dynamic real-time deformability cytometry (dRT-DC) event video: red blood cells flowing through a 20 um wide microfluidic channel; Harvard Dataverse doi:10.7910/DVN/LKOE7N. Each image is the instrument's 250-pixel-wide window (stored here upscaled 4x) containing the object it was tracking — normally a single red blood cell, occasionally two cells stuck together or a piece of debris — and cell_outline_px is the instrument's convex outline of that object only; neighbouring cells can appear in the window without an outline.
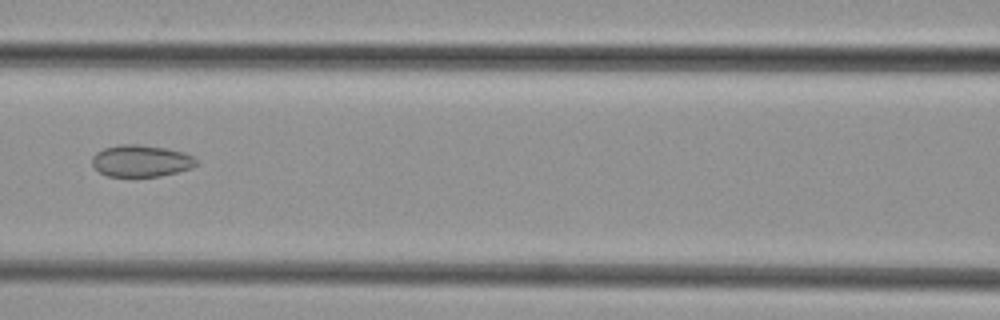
{"species": "common noctule bat (a hibernating species)", "species_latin": "Nyctalus noctula", "temperature_condition": "cold", "stored_images_in_passage": 48, "segment_of_instrument_passage": [2, 2], "camera_frame_rate_fps": 3000, "um_per_image_px": 0.085, "animal": {"sex": "female", "body_mass_g": 29.2, "forearm_length_mm": 56.3}, "frame": {"image": 1, "passage_image": 22, "time_ms": 7.0, "image_size_px": [1000, 320], "cell_outline_px": [[196, 164], [192, 168], [160, 176], [108, 176], [100, 172], [92, 164], [92, 156], [96, 152], [104, 148], [120, 144], [140, 144], [168, 148], [184, 152], [192, 156], [196, 160]], "centroid_in_image_um": [11.98, 13.66], "position_along_channel_um": 154.6, "area_um2": 19.31}}
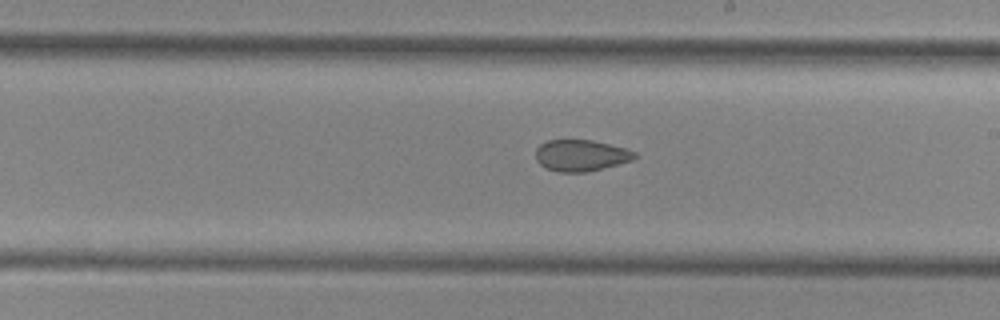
{"frame": {"image": 2, "passage_image": 28, "time_ms": 9.0, "image_size_px": [1000, 320], "cell_outline_px": [[636, 156], [632, 160], [588, 172], [560, 172], [544, 168], [536, 160], [536, 148], [540, 144], [548, 140], [592, 140], [624, 148], [636, 152]], "centroid_in_image_um": [49.34, 13.21], "position_along_channel_um": 239.7, "area_um2": 18.03}}
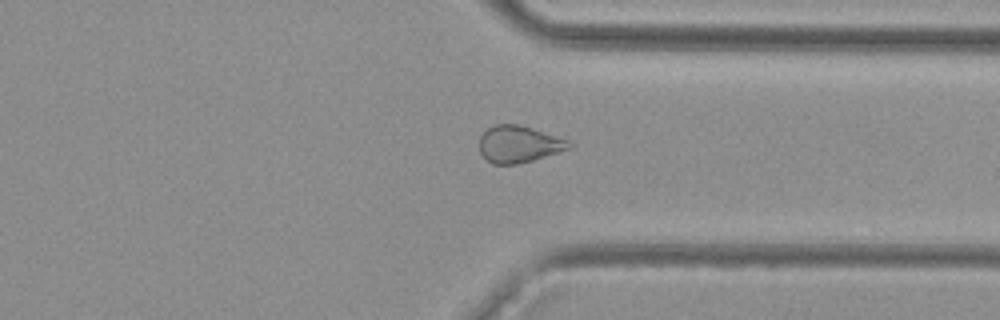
{"frame": {"image": 3, "passage_image": 37, "time_ms": 12.0, "image_size_px": [1000, 320], "cell_outline_px": [[572, 148], [532, 160], [516, 164], [492, 164], [480, 152], [480, 136], [488, 128], [496, 124], [520, 124], [568, 140], [572, 144]], "centroid_in_image_um": [44.1, 12.25], "position_along_channel_um": 367.3, "area_um2": 19.07}}